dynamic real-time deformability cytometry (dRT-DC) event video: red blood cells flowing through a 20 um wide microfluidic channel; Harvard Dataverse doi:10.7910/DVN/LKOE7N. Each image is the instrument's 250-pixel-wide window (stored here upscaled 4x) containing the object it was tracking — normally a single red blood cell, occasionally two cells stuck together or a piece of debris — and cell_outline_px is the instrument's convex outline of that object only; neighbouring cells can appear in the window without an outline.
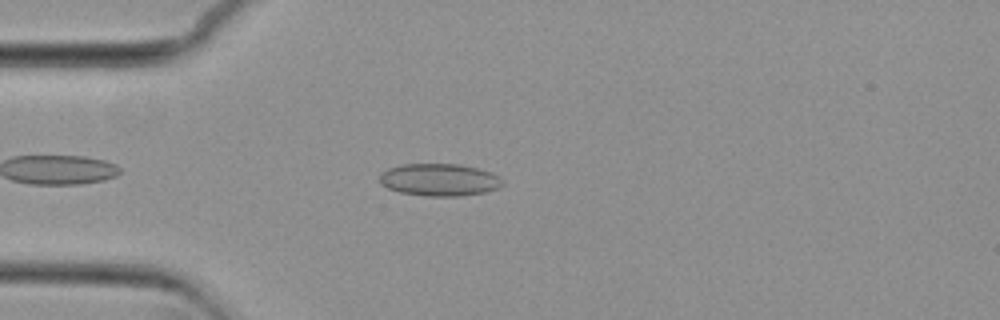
{"species": "common noctule bat (a hibernating species)", "species_latin": "Nyctalus noctula", "temperature_condition": "cold", "stored_images_in_passage": 46, "camera_frame_rate_fps": 3000, "um_per_image_px": 0.085, "animal": {"sex": "female", "body_mass_g": 29.2, "forearm_length_mm": 56.3}, "frame": {"image": 1, "passage_image": 6, "time_ms": 1.667, "image_size_px": [1000, 320], "cell_outline_px": [[504, 184], [500, 188], [484, 192], [460, 196], [424, 196], [400, 192], [388, 188], [380, 184], [380, 172], [388, 168], [404, 164], [460, 164], [492, 172], [500, 176], [504, 180]], "centroid_in_image_um": [37.37, 15.28], "position_along_channel_um": 47.6, "area_um2": 23.41}}
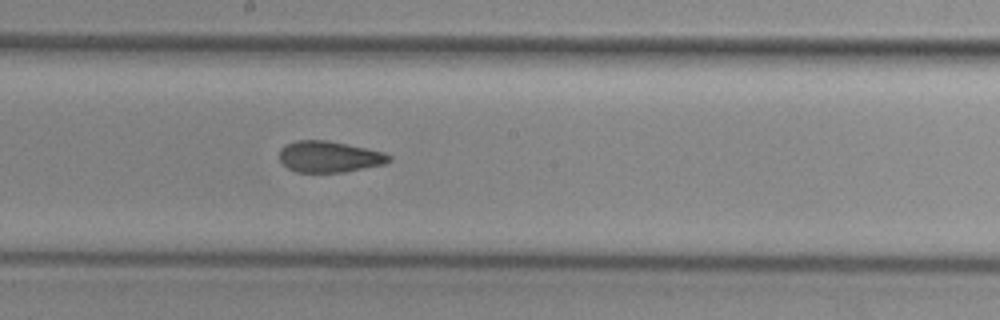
{"frame": {"image": 2, "passage_image": 21, "time_ms": 6.667, "image_size_px": [1000, 320], "cell_outline_px": [[392, 160], [384, 164], [344, 172], [296, 172], [288, 168], [280, 160], [280, 148], [284, 144], [296, 140], [328, 140], [384, 152], [392, 156]], "centroid_in_image_um": [27.98, 13.31], "position_along_channel_um": 220.2, "area_um2": 20.0}}
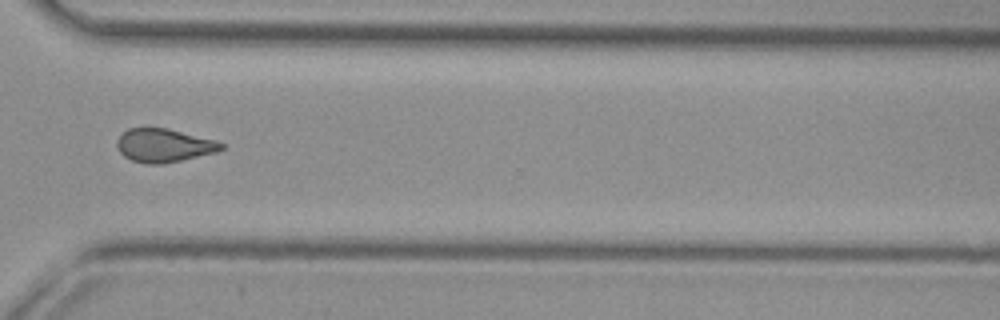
{"frame": {"image": 3, "passage_image": 32, "time_ms": 10.333, "image_size_px": [1000, 320], "cell_outline_px": [[224, 148], [216, 152], [180, 160], [160, 164], [144, 164], [132, 160], [124, 156], [120, 152], [116, 144], [116, 140], [128, 128], [168, 128], [216, 140], [224, 144]], "centroid_in_image_um": [13.93, 12.35], "position_along_channel_um": 356.7, "area_um2": 20.23}, "authors_computed_cell_mechanics": {"area_um2": 20.4323, "velocity_mm_per_s": 3.7224, "shape_relaxation_time_tau1_ms": null, "shape_relaxation_time_tau2_ms": 2.0979, "deformation_change_tau1": null, "deformation_change_tau2": 0.0663}}